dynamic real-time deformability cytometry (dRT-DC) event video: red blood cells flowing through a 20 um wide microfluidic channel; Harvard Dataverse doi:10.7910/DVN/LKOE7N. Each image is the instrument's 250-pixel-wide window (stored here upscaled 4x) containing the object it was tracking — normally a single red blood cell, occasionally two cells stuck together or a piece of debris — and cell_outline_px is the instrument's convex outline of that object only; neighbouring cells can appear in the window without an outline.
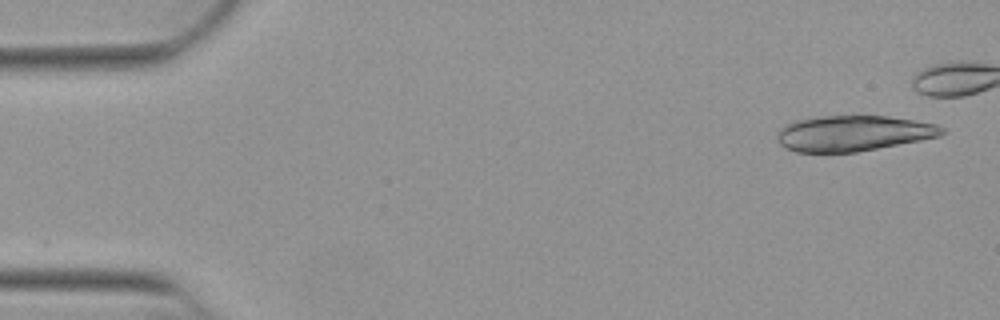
{"species": "Egyptian fruit bat (a non-hibernating species)", "species_latin": "Rousettus aegyptiacus", "temperature_condition": "warm", "stored_images_in_passage": 41, "camera_frame_rate_fps": 3000, "um_per_image_px": 0.085, "animal": {"sex": "female"}, "frame": {"image": 1, "passage_image": 2, "time_ms": 0.333, "image_size_px": [1000, 320], "cell_outline_px": [[944, 132], [940, 136], [920, 140], [856, 152], [796, 152], [784, 148], [780, 144], [776, 136], [776, 132], [780, 128], [796, 120], [824, 116], [888, 116], [936, 124], [944, 128]], "centroid_in_image_um": [72.49, 11.33], "position_along_channel_um": 12.5, "area_um2": 33.99}}